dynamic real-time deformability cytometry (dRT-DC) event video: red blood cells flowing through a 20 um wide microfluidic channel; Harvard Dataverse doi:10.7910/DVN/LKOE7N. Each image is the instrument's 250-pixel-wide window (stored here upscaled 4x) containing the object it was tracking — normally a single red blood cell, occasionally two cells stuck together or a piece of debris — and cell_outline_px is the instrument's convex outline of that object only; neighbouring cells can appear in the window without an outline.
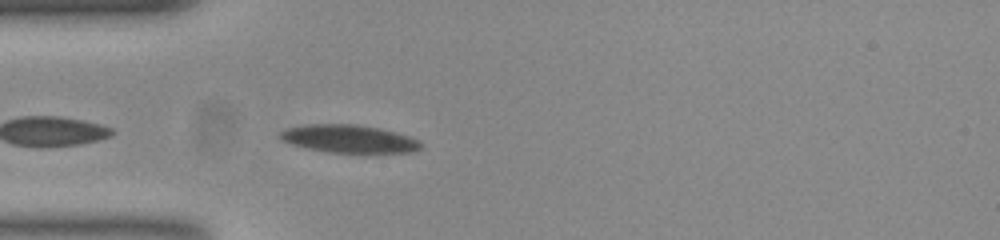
{"species": "common noctule bat (a hibernating species)", "species_latin": "Nyctalus noctula", "temperature_condition": "room temperature", "stored_images_in_passage": 41, "camera_frame_rate_fps": 3000, "um_per_image_px": 0.085, "animal": {"sex": "female", "body_mass_g": 23.0, "forearm_length_mm": 53.4}, "frame": {"image": 1, "passage_image": 2, "time_ms": 0.333, "image_size_px": [1000, 240], "cell_outline_px": [[420, 148], [412, 152], [328, 152], [308, 148], [292, 144], [280, 140], [276, 136], [284, 128], [308, 124], [356, 124], [380, 128], [396, 132], [420, 140]], "centroid_in_image_um": [29.6, 11.78], "position_along_channel_um": 55.4, "area_um2": 22.83}}
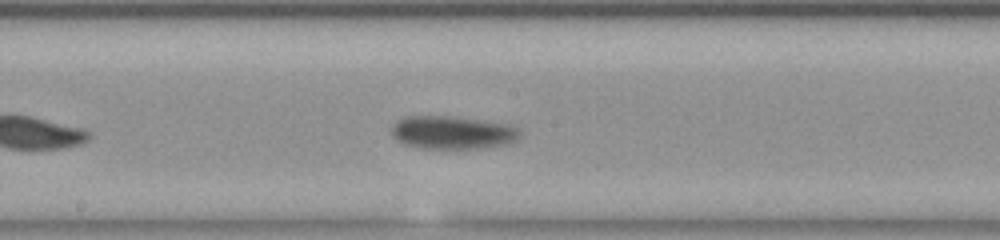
{"frame": {"image": 2, "passage_image": 15, "time_ms": 4.667, "image_size_px": [1000, 240], "cell_outline_px": [[520, 136], [516, 140], [504, 144], [480, 148], [420, 148], [404, 144], [396, 140], [392, 132], [392, 124], [396, 120], [404, 116], [460, 116], [508, 124], [516, 128], [520, 132]], "centroid_in_image_um": [38.42, 11.24], "position_along_channel_um": 209.8, "area_um2": 24.85}}
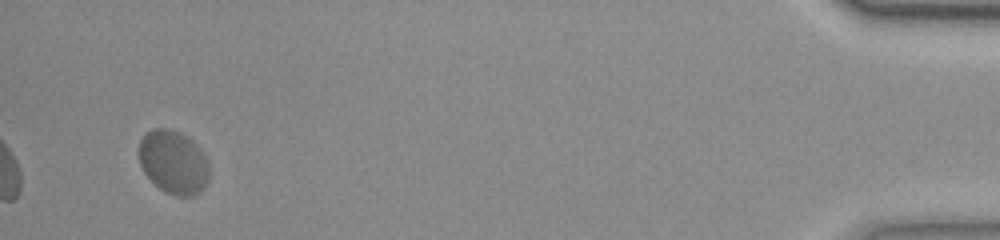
{"frame": {"image": 3, "passage_image": 39, "time_ms": 12.667, "image_size_px": [1000, 240], "cell_outline_px": [[208, 180], [204, 188], [196, 196], [176, 196], [164, 192], [144, 172], [140, 164], [136, 152], [140, 140], [152, 128], [168, 128], [180, 132], [192, 140], [204, 152], [208, 160]], "centroid_in_image_um": [14.74, 13.78], "position_along_channel_um": 420.5, "area_um2": 26.41}, "authors_computed_cell_mechanics": {"area_um2": 24.6806, "velocity_mm_per_s": 3.6899, "shape_relaxation_time_tau1_ms": 10.4564, "shape_relaxation_time_tau2_ms": null, "deformation_change_tau1": 0.1824, "deformation_change_tau2": null}}